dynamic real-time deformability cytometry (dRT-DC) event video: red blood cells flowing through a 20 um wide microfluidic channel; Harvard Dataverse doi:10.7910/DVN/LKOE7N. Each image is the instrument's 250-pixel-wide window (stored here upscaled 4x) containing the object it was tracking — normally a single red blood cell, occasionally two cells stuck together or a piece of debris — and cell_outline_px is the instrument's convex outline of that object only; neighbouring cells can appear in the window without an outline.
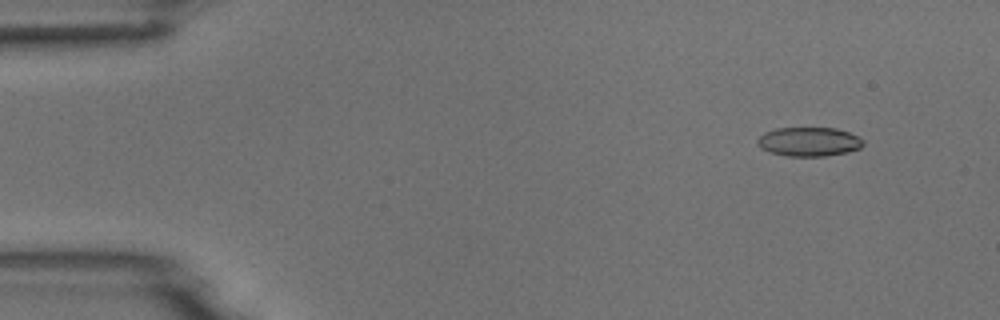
{"species": "common noctule bat (a hibernating species)", "species_latin": "Nyctalus noctula", "temperature_condition": "room temperature", "stored_images_in_passage": 5, "camera_frame_rate_fps": 3000, "um_per_image_px": 0.085, "animal": {"sex": "male", "body_mass_g": 18.8}, "frame": {"image": 1, "passage_image": 2, "time_ms": 1.0, "image_size_px": [1000, 320], "cell_outline_px": [[864, 144], [860, 148], [848, 152], [824, 156], [788, 156], [768, 152], [760, 148], [756, 144], [756, 140], [764, 132], [776, 128], [836, 128], [848, 132], [864, 140]], "centroid_in_image_um": [68.73, 12.05], "position_along_channel_um": 16.3, "area_um2": 18.03}}
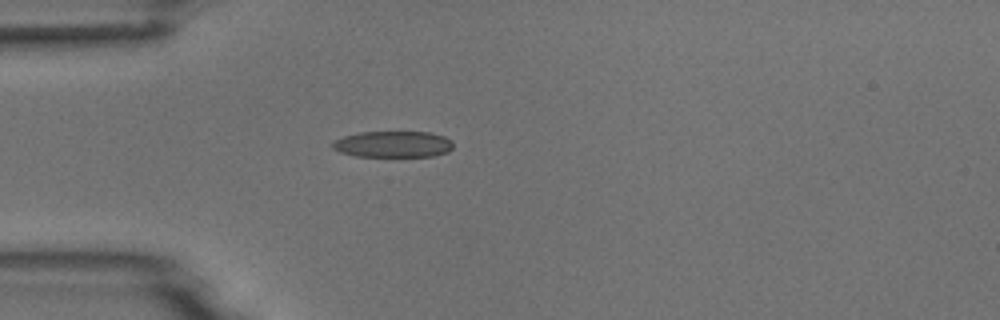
{"frame": {"image": 2, "passage_image": 5, "time_ms": 4.333, "image_size_px": [1000, 320], "cell_outline_px": [[452, 148], [448, 152], [432, 156], [356, 156], [340, 152], [332, 148], [332, 144], [336, 140], [344, 136], [360, 132], [428, 132], [444, 136], [452, 140]], "centroid_in_image_um": [33.43, 12.26], "position_along_channel_um": 51.6, "area_um2": 18.38}}